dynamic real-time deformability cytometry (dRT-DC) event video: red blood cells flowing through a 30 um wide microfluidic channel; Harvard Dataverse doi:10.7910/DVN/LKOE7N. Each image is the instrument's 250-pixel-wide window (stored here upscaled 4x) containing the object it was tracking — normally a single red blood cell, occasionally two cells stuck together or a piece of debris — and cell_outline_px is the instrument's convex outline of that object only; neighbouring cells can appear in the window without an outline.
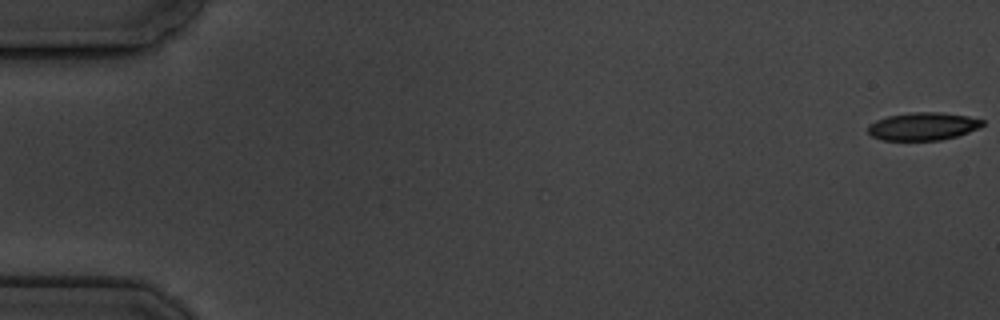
{"species": "common noctule bat (a hibernating species)", "species_latin": "Nyctalus noctula", "temperature_condition": "cold", "stored_images_in_passage": 4, "camera_frame_rate_fps": 3000, "um_per_image_px": 0.085, "animal": {"sex": "male", "body_mass_g": 19.5, "forearm_length_mm": 54.6}, "frame": {"image": 1, "passage_image": 1, "time_ms": 0.0, "image_size_px": [1000, 320], "cell_outline_px": [[984, 124], [980, 128], [956, 136], [940, 140], [880, 140], [872, 136], [868, 132], [868, 124], [876, 120], [888, 116], [912, 112], [940, 112], [968, 116], [984, 120]], "centroid_in_image_um": [78.45, 10.73], "position_along_channel_um": 6.6, "area_um2": 18.61}}